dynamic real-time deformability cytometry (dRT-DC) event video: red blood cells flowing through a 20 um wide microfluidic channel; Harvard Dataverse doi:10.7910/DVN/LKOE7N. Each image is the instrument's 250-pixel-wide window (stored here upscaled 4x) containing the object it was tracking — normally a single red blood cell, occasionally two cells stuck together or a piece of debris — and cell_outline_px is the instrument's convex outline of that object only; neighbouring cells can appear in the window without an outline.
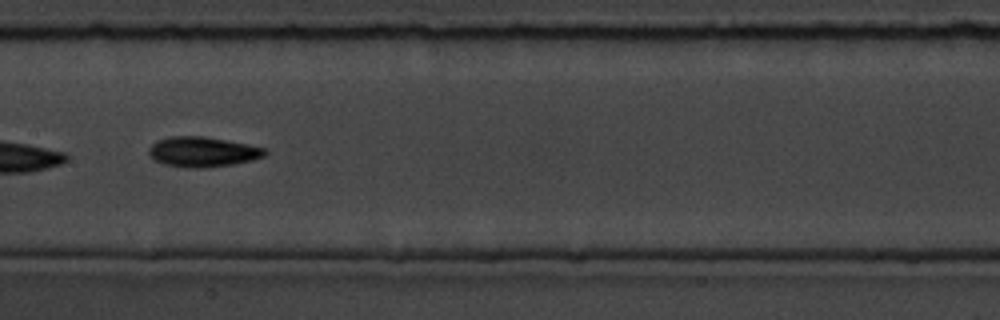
{"species": "common noctule bat (a hibernating species)", "species_latin": "Nyctalus noctula", "temperature_condition": "room temperature", "stored_images_in_passage": 14, "camera_frame_rate_fps": 3000, "um_per_image_px": 0.085, "animal": {"sex": "male", "body_mass_g": 19.5, "forearm_length_mm": 54.6}, "frame": {"image": 1, "passage_image": 7, "time_ms": 7.667, "image_size_px": [1000, 320], "cell_outline_px": [[268, 152], [264, 156], [252, 160], [232, 164], [200, 168], [192, 168], [164, 164], [148, 156], [148, 148], [156, 140], [168, 136], [204, 136], [248, 144], [268, 148]], "centroid_in_image_um": [17.22, 12.89], "position_along_channel_um": 190.2, "area_um2": 20.46}}
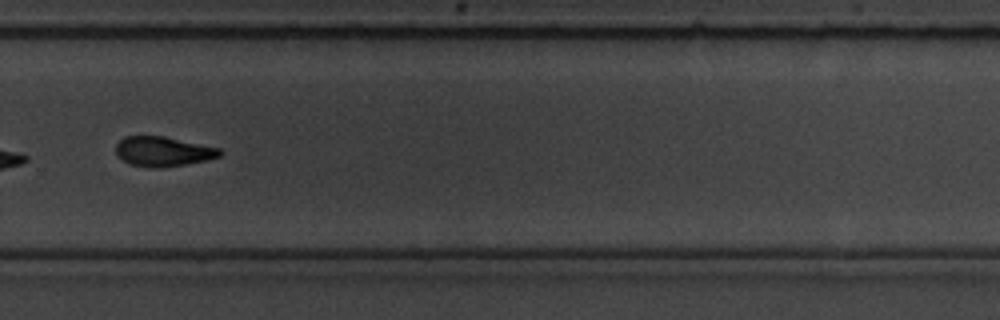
{"frame": {"image": 2, "passage_image": 10, "time_ms": 11.0, "image_size_px": [1000, 320], "cell_outline_px": [[224, 152], [220, 156], [208, 160], [160, 168], [148, 168], [128, 164], [116, 156], [116, 144], [124, 136], [164, 136], [220, 148]], "centroid_in_image_um": [13.84, 12.88], "position_along_channel_um": 316.0, "area_um2": 18.26}}
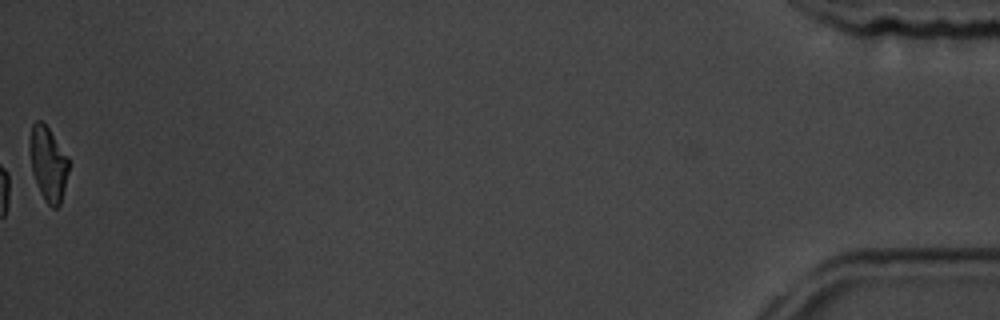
{"frame": {"image": 3, "passage_image": 14, "time_ms": 16.667, "image_size_px": [1000, 320], "cell_outline_px": [[68, 172], [60, 204], [56, 208], [52, 208], [44, 200], [40, 192], [32, 172], [28, 148], [32, 124], [36, 120], [40, 120], [48, 128], [68, 156]], "centroid_in_image_um": [4.07, 13.91], "position_along_channel_um": 431.1, "area_um2": 16.82}}